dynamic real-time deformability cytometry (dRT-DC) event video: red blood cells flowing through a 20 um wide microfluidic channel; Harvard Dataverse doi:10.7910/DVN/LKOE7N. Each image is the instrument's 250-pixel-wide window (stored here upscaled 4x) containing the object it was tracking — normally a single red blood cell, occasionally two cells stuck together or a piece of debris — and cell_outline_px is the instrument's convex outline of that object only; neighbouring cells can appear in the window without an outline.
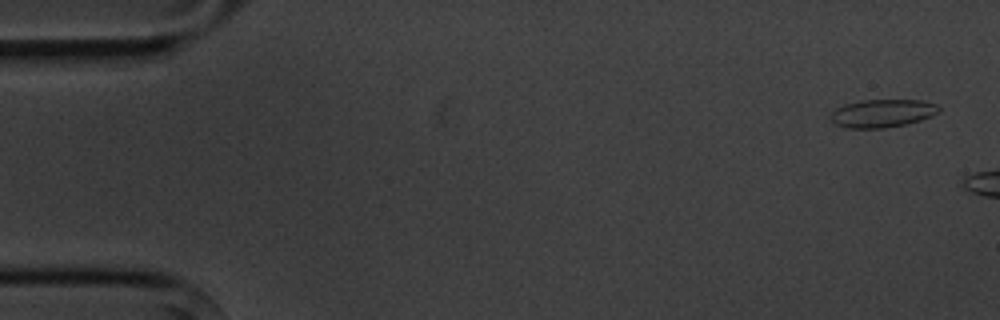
{"species": "common noctule bat (a hibernating species)", "species_latin": "Nyctalus noctula", "temperature_condition": "cold", "stored_images_in_passage": 2, "camera_frame_rate_fps": 3000, "um_per_image_px": 0.085, "animal": {"sex": "male", "body_mass_g": 20.1, "forearm_length_mm": 53.5}, "frame": {"image": 1, "passage_image": 1, "time_ms": 0.0, "image_size_px": [1000, 320], "cell_outline_px": [[940, 112], [932, 116], [920, 120], [904, 124], [884, 128], [848, 128], [836, 124], [828, 116], [836, 108], [844, 104], [860, 100], [924, 100], [936, 104], [940, 108]], "centroid_in_image_um": [75.0, 9.62], "position_along_channel_um": 10.0, "area_um2": 17.74}}